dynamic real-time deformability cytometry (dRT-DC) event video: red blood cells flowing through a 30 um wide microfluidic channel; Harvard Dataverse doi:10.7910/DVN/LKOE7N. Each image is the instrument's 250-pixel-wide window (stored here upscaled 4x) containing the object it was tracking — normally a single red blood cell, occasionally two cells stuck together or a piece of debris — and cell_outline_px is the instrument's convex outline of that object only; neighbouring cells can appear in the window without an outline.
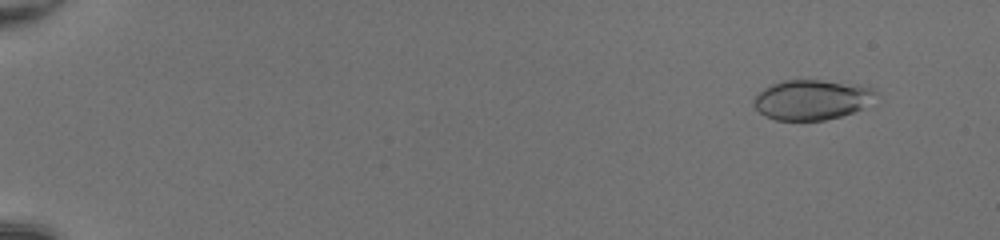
{"species": "common noctule bat (a hibernating species)", "species_latin": "Nyctalus noctula", "temperature_condition": "room temperature", "stored_images_in_passage": 51, "camera_frame_rate_fps": 3000, "um_per_image_px": 0.085, "animal": {"sex": "female", "body_mass_g": 20.0, "forearm_length_mm": 54.0}, "frame": {"image": 1, "passage_image": 5, "time_ms": 1.333, "image_size_px": [1000, 240], "cell_outline_px": [[876, 92], [860, 108], [852, 112], [840, 116], [824, 120], [776, 120], [764, 116], [752, 104], [752, 100], [764, 88], [772, 84], [784, 80], [820, 80], [860, 84], [872, 88]], "centroid_in_image_um": [68.92, 8.47], "position_along_channel_um": 16.1, "area_um2": 28.03}}
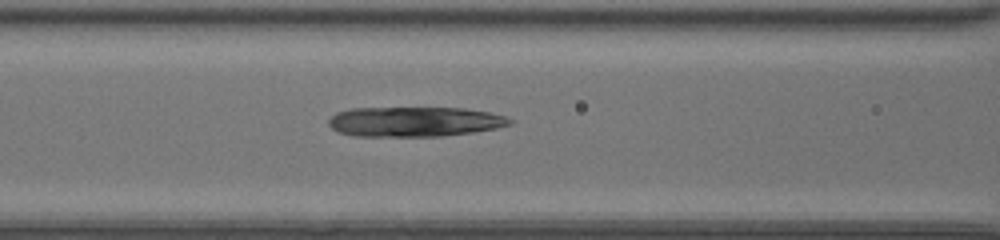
{"frame": {"image": 2, "passage_image": 25, "time_ms": 8.0, "image_size_px": [1000, 240], "cell_outline_px": [[516, 120], [512, 124], [496, 128], [472, 132], [440, 136], [352, 136], [340, 132], [332, 128], [328, 124], [328, 120], [336, 112], [348, 108], [464, 108], [488, 112], [508, 116]], "centroid_in_image_um": [35.25, 10.33], "position_along_channel_um": 131.3, "area_um2": 31.73}}
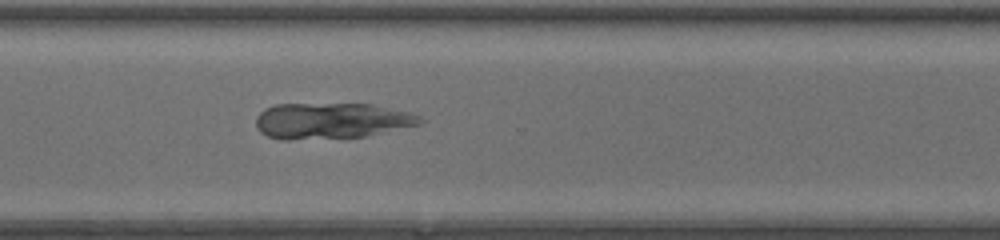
{"frame": {"image": 3, "passage_image": 40, "time_ms": 13.0, "image_size_px": [1000, 240], "cell_outline_px": [[424, 120], [420, 124], [364, 136], [288, 140], [280, 140], [268, 136], [260, 132], [256, 128], [256, 116], [264, 108], [276, 104], [372, 104], [408, 112], [420, 116]], "centroid_in_image_um": [28.11, 10.26], "position_along_channel_um": 342.5, "area_um2": 34.28}}